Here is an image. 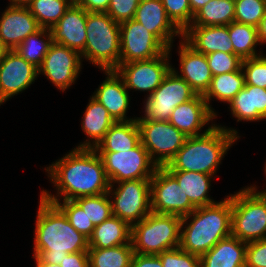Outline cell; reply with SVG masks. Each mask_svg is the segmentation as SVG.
<instances>
[{"label": "cell", "mask_w": 266, "mask_h": 267, "mask_svg": "<svg viewBox=\"0 0 266 267\" xmlns=\"http://www.w3.org/2000/svg\"><path fill=\"white\" fill-rule=\"evenodd\" d=\"M170 51L168 49L162 55L148 60L120 63L115 70L123 78L128 90L148 92V97L172 69Z\"/></svg>", "instance_id": "cell-12"}, {"label": "cell", "mask_w": 266, "mask_h": 267, "mask_svg": "<svg viewBox=\"0 0 266 267\" xmlns=\"http://www.w3.org/2000/svg\"><path fill=\"white\" fill-rule=\"evenodd\" d=\"M182 39L196 52L211 54L217 51L234 53L229 37V25L223 26H189Z\"/></svg>", "instance_id": "cell-23"}, {"label": "cell", "mask_w": 266, "mask_h": 267, "mask_svg": "<svg viewBox=\"0 0 266 267\" xmlns=\"http://www.w3.org/2000/svg\"><path fill=\"white\" fill-rule=\"evenodd\" d=\"M74 2V0H32L27 7L42 28L50 29Z\"/></svg>", "instance_id": "cell-35"}, {"label": "cell", "mask_w": 266, "mask_h": 267, "mask_svg": "<svg viewBox=\"0 0 266 267\" xmlns=\"http://www.w3.org/2000/svg\"><path fill=\"white\" fill-rule=\"evenodd\" d=\"M163 267H200V257L188 253L179 246L158 254Z\"/></svg>", "instance_id": "cell-42"}, {"label": "cell", "mask_w": 266, "mask_h": 267, "mask_svg": "<svg viewBox=\"0 0 266 267\" xmlns=\"http://www.w3.org/2000/svg\"><path fill=\"white\" fill-rule=\"evenodd\" d=\"M131 242V226L122 219L111 216L95 226L89 238V249H106Z\"/></svg>", "instance_id": "cell-28"}, {"label": "cell", "mask_w": 266, "mask_h": 267, "mask_svg": "<svg viewBox=\"0 0 266 267\" xmlns=\"http://www.w3.org/2000/svg\"><path fill=\"white\" fill-rule=\"evenodd\" d=\"M231 213V195H229L220 202L198 207L183 216L179 247L201 257L221 239L231 235Z\"/></svg>", "instance_id": "cell-3"}, {"label": "cell", "mask_w": 266, "mask_h": 267, "mask_svg": "<svg viewBox=\"0 0 266 267\" xmlns=\"http://www.w3.org/2000/svg\"><path fill=\"white\" fill-rule=\"evenodd\" d=\"M265 12L266 0H235V22L258 27Z\"/></svg>", "instance_id": "cell-37"}, {"label": "cell", "mask_w": 266, "mask_h": 267, "mask_svg": "<svg viewBox=\"0 0 266 267\" xmlns=\"http://www.w3.org/2000/svg\"><path fill=\"white\" fill-rule=\"evenodd\" d=\"M36 261V267H61L60 264H51L45 262L40 256H32Z\"/></svg>", "instance_id": "cell-50"}, {"label": "cell", "mask_w": 266, "mask_h": 267, "mask_svg": "<svg viewBox=\"0 0 266 267\" xmlns=\"http://www.w3.org/2000/svg\"><path fill=\"white\" fill-rule=\"evenodd\" d=\"M41 28L28 7L8 5L0 17V40L7 50H15Z\"/></svg>", "instance_id": "cell-17"}, {"label": "cell", "mask_w": 266, "mask_h": 267, "mask_svg": "<svg viewBox=\"0 0 266 267\" xmlns=\"http://www.w3.org/2000/svg\"><path fill=\"white\" fill-rule=\"evenodd\" d=\"M206 58L213 76L238 71L242 64V59L234 53L217 51L207 54Z\"/></svg>", "instance_id": "cell-41"}, {"label": "cell", "mask_w": 266, "mask_h": 267, "mask_svg": "<svg viewBox=\"0 0 266 267\" xmlns=\"http://www.w3.org/2000/svg\"><path fill=\"white\" fill-rule=\"evenodd\" d=\"M34 235L33 256L60 264L69 253L88 252L89 239L75 230L64 212L55 204L39 200Z\"/></svg>", "instance_id": "cell-2"}, {"label": "cell", "mask_w": 266, "mask_h": 267, "mask_svg": "<svg viewBox=\"0 0 266 267\" xmlns=\"http://www.w3.org/2000/svg\"><path fill=\"white\" fill-rule=\"evenodd\" d=\"M134 19L153 33L168 49L182 32L168 18L161 0H140Z\"/></svg>", "instance_id": "cell-20"}, {"label": "cell", "mask_w": 266, "mask_h": 267, "mask_svg": "<svg viewBox=\"0 0 266 267\" xmlns=\"http://www.w3.org/2000/svg\"><path fill=\"white\" fill-rule=\"evenodd\" d=\"M106 79L92 95L102 104L115 121H130L137 119L126 116L130 96L123 78L116 70H104ZM128 117V118H127Z\"/></svg>", "instance_id": "cell-21"}, {"label": "cell", "mask_w": 266, "mask_h": 267, "mask_svg": "<svg viewBox=\"0 0 266 267\" xmlns=\"http://www.w3.org/2000/svg\"><path fill=\"white\" fill-rule=\"evenodd\" d=\"M5 102H6V100L3 98V96L0 92V106H1V104L3 105V103H5Z\"/></svg>", "instance_id": "cell-54"}, {"label": "cell", "mask_w": 266, "mask_h": 267, "mask_svg": "<svg viewBox=\"0 0 266 267\" xmlns=\"http://www.w3.org/2000/svg\"><path fill=\"white\" fill-rule=\"evenodd\" d=\"M178 182L191 204L195 207L217 203L208 195L214 176L193 171H168Z\"/></svg>", "instance_id": "cell-29"}, {"label": "cell", "mask_w": 266, "mask_h": 267, "mask_svg": "<svg viewBox=\"0 0 266 267\" xmlns=\"http://www.w3.org/2000/svg\"><path fill=\"white\" fill-rule=\"evenodd\" d=\"M86 32L82 59L102 71L115 70L120 65V23L106 12H87Z\"/></svg>", "instance_id": "cell-5"}, {"label": "cell", "mask_w": 266, "mask_h": 267, "mask_svg": "<svg viewBox=\"0 0 266 267\" xmlns=\"http://www.w3.org/2000/svg\"><path fill=\"white\" fill-rule=\"evenodd\" d=\"M197 93L172 69L160 86L144 101L146 121H169L172 111L180 104L193 99Z\"/></svg>", "instance_id": "cell-11"}, {"label": "cell", "mask_w": 266, "mask_h": 267, "mask_svg": "<svg viewBox=\"0 0 266 267\" xmlns=\"http://www.w3.org/2000/svg\"><path fill=\"white\" fill-rule=\"evenodd\" d=\"M211 0H189L191 12L193 15L202 7H204Z\"/></svg>", "instance_id": "cell-49"}, {"label": "cell", "mask_w": 266, "mask_h": 267, "mask_svg": "<svg viewBox=\"0 0 266 267\" xmlns=\"http://www.w3.org/2000/svg\"><path fill=\"white\" fill-rule=\"evenodd\" d=\"M235 18V0H211L193 16L190 26L229 25Z\"/></svg>", "instance_id": "cell-31"}, {"label": "cell", "mask_w": 266, "mask_h": 267, "mask_svg": "<svg viewBox=\"0 0 266 267\" xmlns=\"http://www.w3.org/2000/svg\"><path fill=\"white\" fill-rule=\"evenodd\" d=\"M45 171L57 193L42 190L41 196L51 203L108 193L110 187L103 161L94 149L74 148Z\"/></svg>", "instance_id": "cell-1"}, {"label": "cell", "mask_w": 266, "mask_h": 267, "mask_svg": "<svg viewBox=\"0 0 266 267\" xmlns=\"http://www.w3.org/2000/svg\"><path fill=\"white\" fill-rule=\"evenodd\" d=\"M136 121L140 129L141 143L153 162L158 167L168 165L188 136L169 121H146L141 116L137 117Z\"/></svg>", "instance_id": "cell-9"}, {"label": "cell", "mask_w": 266, "mask_h": 267, "mask_svg": "<svg viewBox=\"0 0 266 267\" xmlns=\"http://www.w3.org/2000/svg\"><path fill=\"white\" fill-rule=\"evenodd\" d=\"M168 48L135 19L120 23V63L148 60Z\"/></svg>", "instance_id": "cell-14"}, {"label": "cell", "mask_w": 266, "mask_h": 267, "mask_svg": "<svg viewBox=\"0 0 266 267\" xmlns=\"http://www.w3.org/2000/svg\"><path fill=\"white\" fill-rule=\"evenodd\" d=\"M259 43L262 46L266 43V12L262 20L260 21L259 26L257 27Z\"/></svg>", "instance_id": "cell-48"}, {"label": "cell", "mask_w": 266, "mask_h": 267, "mask_svg": "<svg viewBox=\"0 0 266 267\" xmlns=\"http://www.w3.org/2000/svg\"><path fill=\"white\" fill-rule=\"evenodd\" d=\"M182 217L173 214L149 213L131 226L134 253L158 255L180 245Z\"/></svg>", "instance_id": "cell-6"}, {"label": "cell", "mask_w": 266, "mask_h": 267, "mask_svg": "<svg viewBox=\"0 0 266 267\" xmlns=\"http://www.w3.org/2000/svg\"><path fill=\"white\" fill-rule=\"evenodd\" d=\"M86 213L94 226L109 219L112 214V203L108 193L80 197L74 200Z\"/></svg>", "instance_id": "cell-36"}, {"label": "cell", "mask_w": 266, "mask_h": 267, "mask_svg": "<svg viewBox=\"0 0 266 267\" xmlns=\"http://www.w3.org/2000/svg\"><path fill=\"white\" fill-rule=\"evenodd\" d=\"M140 0H110L106 13L117 23L134 19Z\"/></svg>", "instance_id": "cell-43"}, {"label": "cell", "mask_w": 266, "mask_h": 267, "mask_svg": "<svg viewBox=\"0 0 266 267\" xmlns=\"http://www.w3.org/2000/svg\"><path fill=\"white\" fill-rule=\"evenodd\" d=\"M115 122L107 109L92 96L89 99L81 124L87 140L76 148L94 149Z\"/></svg>", "instance_id": "cell-26"}, {"label": "cell", "mask_w": 266, "mask_h": 267, "mask_svg": "<svg viewBox=\"0 0 266 267\" xmlns=\"http://www.w3.org/2000/svg\"><path fill=\"white\" fill-rule=\"evenodd\" d=\"M178 49L181 73L179 74L173 67L172 70L184 79L197 94L204 95L213 78L206 55L196 52L182 38Z\"/></svg>", "instance_id": "cell-22"}, {"label": "cell", "mask_w": 266, "mask_h": 267, "mask_svg": "<svg viewBox=\"0 0 266 267\" xmlns=\"http://www.w3.org/2000/svg\"><path fill=\"white\" fill-rule=\"evenodd\" d=\"M55 204L64 212L72 227L88 239L91 237L95 226L88 219L86 213L74 200L56 201Z\"/></svg>", "instance_id": "cell-38"}, {"label": "cell", "mask_w": 266, "mask_h": 267, "mask_svg": "<svg viewBox=\"0 0 266 267\" xmlns=\"http://www.w3.org/2000/svg\"><path fill=\"white\" fill-rule=\"evenodd\" d=\"M32 0H9V6H22L27 7Z\"/></svg>", "instance_id": "cell-51"}, {"label": "cell", "mask_w": 266, "mask_h": 267, "mask_svg": "<svg viewBox=\"0 0 266 267\" xmlns=\"http://www.w3.org/2000/svg\"><path fill=\"white\" fill-rule=\"evenodd\" d=\"M132 243L106 249H88L90 267H131Z\"/></svg>", "instance_id": "cell-33"}, {"label": "cell", "mask_w": 266, "mask_h": 267, "mask_svg": "<svg viewBox=\"0 0 266 267\" xmlns=\"http://www.w3.org/2000/svg\"><path fill=\"white\" fill-rule=\"evenodd\" d=\"M168 18L183 33L193 19L189 0H161Z\"/></svg>", "instance_id": "cell-39"}, {"label": "cell", "mask_w": 266, "mask_h": 267, "mask_svg": "<svg viewBox=\"0 0 266 267\" xmlns=\"http://www.w3.org/2000/svg\"><path fill=\"white\" fill-rule=\"evenodd\" d=\"M231 234L243 242L266 239V196L244 187L231 194Z\"/></svg>", "instance_id": "cell-7"}, {"label": "cell", "mask_w": 266, "mask_h": 267, "mask_svg": "<svg viewBox=\"0 0 266 267\" xmlns=\"http://www.w3.org/2000/svg\"><path fill=\"white\" fill-rule=\"evenodd\" d=\"M38 76V68L15 50H7L0 60V92L7 101L31 86Z\"/></svg>", "instance_id": "cell-16"}, {"label": "cell", "mask_w": 266, "mask_h": 267, "mask_svg": "<svg viewBox=\"0 0 266 267\" xmlns=\"http://www.w3.org/2000/svg\"><path fill=\"white\" fill-rule=\"evenodd\" d=\"M97 153L103 161L110 184L129 180L151 179L158 168L141 142L128 151Z\"/></svg>", "instance_id": "cell-10"}, {"label": "cell", "mask_w": 266, "mask_h": 267, "mask_svg": "<svg viewBox=\"0 0 266 267\" xmlns=\"http://www.w3.org/2000/svg\"><path fill=\"white\" fill-rule=\"evenodd\" d=\"M6 51H7V49L3 46V44L0 40V60L3 58Z\"/></svg>", "instance_id": "cell-52"}, {"label": "cell", "mask_w": 266, "mask_h": 267, "mask_svg": "<svg viewBox=\"0 0 266 267\" xmlns=\"http://www.w3.org/2000/svg\"><path fill=\"white\" fill-rule=\"evenodd\" d=\"M51 44L50 29L41 28L21 42L15 51L29 63L39 68Z\"/></svg>", "instance_id": "cell-34"}, {"label": "cell", "mask_w": 266, "mask_h": 267, "mask_svg": "<svg viewBox=\"0 0 266 267\" xmlns=\"http://www.w3.org/2000/svg\"><path fill=\"white\" fill-rule=\"evenodd\" d=\"M216 115L209 109L203 95L197 94L193 99L178 105L171 113L169 122L186 136H200L207 133L215 124L208 126Z\"/></svg>", "instance_id": "cell-18"}, {"label": "cell", "mask_w": 266, "mask_h": 267, "mask_svg": "<svg viewBox=\"0 0 266 267\" xmlns=\"http://www.w3.org/2000/svg\"><path fill=\"white\" fill-rule=\"evenodd\" d=\"M231 114L239 121H261L266 119V89L245 84L229 101Z\"/></svg>", "instance_id": "cell-24"}, {"label": "cell", "mask_w": 266, "mask_h": 267, "mask_svg": "<svg viewBox=\"0 0 266 267\" xmlns=\"http://www.w3.org/2000/svg\"><path fill=\"white\" fill-rule=\"evenodd\" d=\"M246 247L231 234L200 257V267H245Z\"/></svg>", "instance_id": "cell-25"}, {"label": "cell", "mask_w": 266, "mask_h": 267, "mask_svg": "<svg viewBox=\"0 0 266 267\" xmlns=\"http://www.w3.org/2000/svg\"><path fill=\"white\" fill-rule=\"evenodd\" d=\"M61 267H90L88 252L69 253L60 263Z\"/></svg>", "instance_id": "cell-45"}, {"label": "cell", "mask_w": 266, "mask_h": 267, "mask_svg": "<svg viewBox=\"0 0 266 267\" xmlns=\"http://www.w3.org/2000/svg\"><path fill=\"white\" fill-rule=\"evenodd\" d=\"M242 60L241 68L245 76V84L266 89V55Z\"/></svg>", "instance_id": "cell-40"}, {"label": "cell", "mask_w": 266, "mask_h": 267, "mask_svg": "<svg viewBox=\"0 0 266 267\" xmlns=\"http://www.w3.org/2000/svg\"><path fill=\"white\" fill-rule=\"evenodd\" d=\"M245 86V76L240 68L238 71L228 72L213 76L209 89L203 95L209 109L217 116L216 111L211 107L210 102L213 98L221 102L231 101L236 94Z\"/></svg>", "instance_id": "cell-30"}, {"label": "cell", "mask_w": 266, "mask_h": 267, "mask_svg": "<svg viewBox=\"0 0 266 267\" xmlns=\"http://www.w3.org/2000/svg\"><path fill=\"white\" fill-rule=\"evenodd\" d=\"M150 183L151 179H138L110 184L113 216L132 226L151 213ZM114 184H118L116 189Z\"/></svg>", "instance_id": "cell-8"}, {"label": "cell", "mask_w": 266, "mask_h": 267, "mask_svg": "<svg viewBox=\"0 0 266 267\" xmlns=\"http://www.w3.org/2000/svg\"><path fill=\"white\" fill-rule=\"evenodd\" d=\"M87 12H106L110 0H74Z\"/></svg>", "instance_id": "cell-47"}, {"label": "cell", "mask_w": 266, "mask_h": 267, "mask_svg": "<svg viewBox=\"0 0 266 267\" xmlns=\"http://www.w3.org/2000/svg\"><path fill=\"white\" fill-rule=\"evenodd\" d=\"M151 210L159 214L186 216L196 208L179 187L177 180L164 168L158 167L150 183Z\"/></svg>", "instance_id": "cell-13"}, {"label": "cell", "mask_w": 266, "mask_h": 267, "mask_svg": "<svg viewBox=\"0 0 266 267\" xmlns=\"http://www.w3.org/2000/svg\"><path fill=\"white\" fill-rule=\"evenodd\" d=\"M86 20L87 11L74 2L50 28L52 43L66 46L81 54L86 45Z\"/></svg>", "instance_id": "cell-19"}, {"label": "cell", "mask_w": 266, "mask_h": 267, "mask_svg": "<svg viewBox=\"0 0 266 267\" xmlns=\"http://www.w3.org/2000/svg\"><path fill=\"white\" fill-rule=\"evenodd\" d=\"M245 267H266V239L247 243Z\"/></svg>", "instance_id": "cell-44"}, {"label": "cell", "mask_w": 266, "mask_h": 267, "mask_svg": "<svg viewBox=\"0 0 266 267\" xmlns=\"http://www.w3.org/2000/svg\"><path fill=\"white\" fill-rule=\"evenodd\" d=\"M238 138L237 130L215 124L203 135L187 137L182 148L164 168L167 171H193L214 176L224 155Z\"/></svg>", "instance_id": "cell-4"}, {"label": "cell", "mask_w": 266, "mask_h": 267, "mask_svg": "<svg viewBox=\"0 0 266 267\" xmlns=\"http://www.w3.org/2000/svg\"><path fill=\"white\" fill-rule=\"evenodd\" d=\"M131 267H163L158 255H142L134 253Z\"/></svg>", "instance_id": "cell-46"}, {"label": "cell", "mask_w": 266, "mask_h": 267, "mask_svg": "<svg viewBox=\"0 0 266 267\" xmlns=\"http://www.w3.org/2000/svg\"><path fill=\"white\" fill-rule=\"evenodd\" d=\"M140 142V129L136 119L116 121L94 150L96 152H123L135 148Z\"/></svg>", "instance_id": "cell-27"}, {"label": "cell", "mask_w": 266, "mask_h": 267, "mask_svg": "<svg viewBox=\"0 0 266 267\" xmlns=\"http://www.w3.org/2000/svg\"><path fill=\"white\" fill-rule=\"evenodd\" d=\"M81 54L66 46L52 43L38 68V75L43 74L57 89L65 91L75 83L82 69Z\"/></svg>", "instance_id": "cell-15"}, {"label": "cell", "mask_w": 266, "mask_h": 267, "mask_svg": "<svg viewBox=\"0 0 266 267\" xmlns=\"http://www.w3.org/2000/svg\"><path fill=\"white\" fill-rule=\"evenodd\" d=\"M229 37L234 54H237L242 60L260 56L256 50V46L260 45L257 27L233 21L229 24Z\"/></svg>", "instance_id": "cell-32"}, {"label": "cell", "mask_w": 266, "mask_h": 267, "mask_svg": "<svg viewBox=\"0 0 266 267\" xmlns=\"http://www.w3.org/2000/svg\"><path fill=\"white\" fill-rule=\"evenodd\" d=\"M250 188L252 189V190H254L255 192H258V193H260V194H264L265 196H266V189L264 190H261V191H258L257 190V187L256 186H254V185H252V186H250Z\"/></svg>", "instance_id": "cell-53"}]
</instances>
